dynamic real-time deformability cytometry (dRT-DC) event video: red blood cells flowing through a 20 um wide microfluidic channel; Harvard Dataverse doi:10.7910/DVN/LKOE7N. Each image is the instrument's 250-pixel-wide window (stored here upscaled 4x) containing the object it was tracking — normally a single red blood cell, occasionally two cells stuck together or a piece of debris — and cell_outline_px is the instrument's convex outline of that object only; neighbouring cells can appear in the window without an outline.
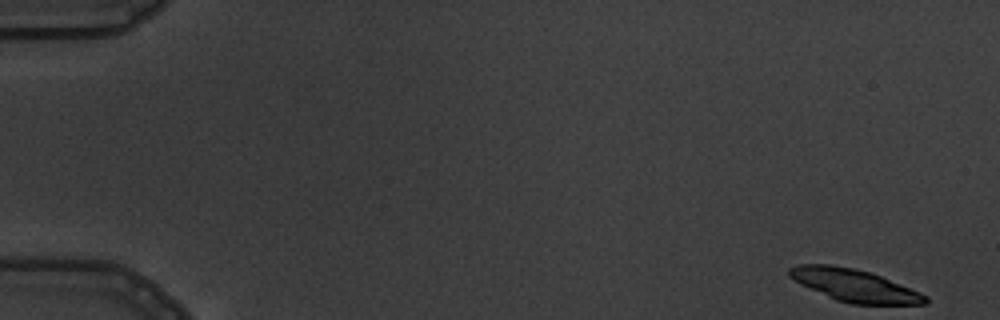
{"species": "common noctule bat (a hibernating species)", "species_latin": "Nyctalus noctula", "temperature_condition": "warm", "stored_images_in_passage": 15, "camera_frame_rate_fps": 3000, "um_per_image_px": 0.085, "animal": {"sex": "male", "body_mass_g": 19.5, "forearm_length_mm": 54.6}, "frame": {"image": 1, "passage_image": 1, "time_ms": 0.0, "image_size_px": [1000, 320], "cell_outline_px": [[928, 304], [852, 304], [836, 300], [800, 284], [788, 276], [788, 268], [800, 264], [828, 264], [852, 268], [868, 272], [880, 276], [920, 292], [928, 296]], "centroid_in_image_um": [72.6, 24.26], "position_along_channel_um": 12.4, "area_um2": 25.43}, "authors_computed_cell_mechanics": {"area_um2": 18.6694, "velocity_mm_per_s": 3.7747, "shape_relaxation_time_tau1_ms": 1.3986, "shape_relaxation_time_tau2_ms": 1.7047, "deformation_change_tau1": 0.0911, "deformation_change_tau2": 0.055}}